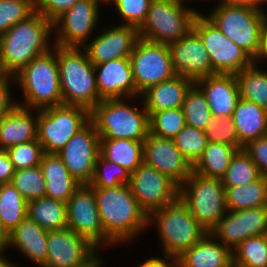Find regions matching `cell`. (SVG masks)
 <instances>
[{
	"instance_id": "681fc988",
	"label": "cell",
	"mask_w": 267,
	"mask_h": 267,
	"mask_svg": "<svg viewBox=\"0 0 267 267\" xmlns=\"http://www.w3.org/2000/svg\"><path fill=\"white\" fill-rule=\"evenodd\" d=\"M80 0H34L35 11L46 19L54 21Z\"/></svg>"
},
{
	"instance_id": "7402d4cb",
	"label": "cell",
	"mask_w": 267,
	"mask_h": 267,
	"mask_svg": "<svg viewBox=\"0 0 267 267\" xmlns=\"http://www.w3.org/2000/svg\"><path fill=\"white\" fill-rule=\"evenodd\" d=\"M195 84L205 94L213 117H231L240 99L235 74H214L201 78Z\"/></svg>"
},
{
	"instance_id": "2e32d148",
	"label": "cell",
	"mask_w": 267,
	"mask_h": 267,
	"mask_svg": "<svg viewBox=\"0 0 267 267\" xmlns=\"http://www.w3.org/2000/svg\"><path fill=\"white\" fill-rule=\"evenodd\" d=\"M71 176L81 185H89L100 155V137L89 121L57 153Z\"/></svg>"
},
{
	"instance_id": "d6a6232c",
	"label": "cell",
	"mask_w": 267,
	"mask_h": 267,
	"mask_svg": "<svg viewBox=\"0 0 267 267\" xmlns=\"http://www.w3.org/2000/svg\"><path fill=\"white\" fill-rule=\"evenodd\" d=\"M253 63L236 73L240 98L252 101L267 110V70Z\"/></svg>"
},
{
	"instance_id": "f5cc1de1",
	"label": "cell",
	"mask_w": 267,
	"mask_h": 267,
	"mask_svg": "<svg viewBox=\"0 0 267 267\" xmlns=\"http://www.w3.org/2000/svg\"><path fill=\"white\" fill-rule=\"evenodd\" d=\"M140 262L139 265L137 264V267H171V260L159 258L158 254L157 256L147 257L143 262Z\"/></svg>"
},
{
	"instance_id": "7a4b0ae2",
	"label": "cell",
	"mask_w": 267,
	"mask_h": 267,
	"mask_svg": "<svg viewBox=\"0 0 267 267\" xmlns=\"http://www.w3.org/2000/svg\"><path fill=\"white\" fill-rule=\"evenodd\" d=\"M152 227L157 230L156 235L163 250L159 258L168 260H176L209 233L197 222L179 196L148 215V230Z\"/></svg>"
},
{
	"instance_id": "680465c9",
	"label": "cell",
	"mask_w": 267,
	"mask_h": 267,
	"mask_svg": "<svg viewBox=\"0 0 267 267\" xmlns=\"http://www.w3.org/2000/svg\"><path fill=\"white\" fill-rule=\"evenodd\" d=\"M7 250H1L0 251V267H13L15 264H17V261H13L12 258L8 259V254L6 253ZM6 254V256H5Z\"/></svg>"
},
{
	"instance_id": "db71d44e",
	"label": "cell",
	"mask_w": 267,
	"mask_h": 267,
	"mask_svg": "<svg viewBox=\"0 0 267 267\" xmlns=\"http://www.w3.org/2000/svg\"><path fill=\"white\" fill-rule=\"evenodd\" d=\"M254 63L260 64L261 66L262 63H266L265 65H267V23L261 32V48Z\"/></svg>"
},
{
	"instance_id": "83f0119b",
	"label": "cell",
	"mask_w": 267,
	"mask_h": 267,
	"mask_svg": "<svg viewBox=\"0 0 267 267\" xmlns=\"http://www.w3.org/2000/svg\"><path fill=\"white\" fill-rule=\"evenodd\" d=\"M232 118L243 146L267 135V110L252 101L240 98Z\"/></svg>"
},
{
	"instance_id": "60d3db41",
	"label": "cell",
	"mask_w": 267,
	"mask_h": 267,
	"mask_svg": "<svg viewBox=\"0 0 267 267\" xmlns=\"http://www.w3.org/2000/svg\"><path fill=\"white\" fill-rule=\"evenodd\" d=\"M173 140L175 146L180 150L191 166L202 156L208 143L207 135L204 130L187 124Z\"/></svg>"
},
{
	"instance_id": "6da1fadb",
	"label": "cell",
	"mask_w": 267,
	"mask_h": 267,
	"mask_svg": "<svg viewBox=\"0 0 267 267\" xmlns=\"http://www.w3.org/2000/svg\"><path fill=\"white\" fill-rule=\"evenodd\" d=\"M92 189L103 231L116 247L131 244L148 231V215L139 206L128 184Z\"/></svg>"
},
{
	"instance_id": "d590c367",
	"label": "cell",
	"mask_w": 267,
	"mask_h": 267,
	"mask_svg": "<svg viewBox=\"0 0 267 267\" xmlns=\"http://www.w3.org/2000/svg\"><path fill=\"white\" fill-rule=\"evenodd\" d=\"M182 109L186 124L204 131L213 117L205 94L195 83L187 91Z\"/></svg>"
},
{
	"instance_id": "11a10c76",
	"label": "cell",
	"mask_w": 267,
	"mask_h": 267,
	"mask_svg": "<svg viewBox=\"0 0 267 267\" xmlns=\"http://www.w3.org/2000/svg\"><path fill=\"white\" fill-rule=\"evenodd\" d=\"M218 3L248 7H263L264 4L260 0H219Z\"/></svg>"
},
{
	"instance_id": "f1b7e54d",
	"label": "cell",
	"mask_w": 267,
	"mask_h": 267,
	"mask_svg": "<svg viewBox=\"0 0 267 267\" xmlns=\"http://www.w3.org/2000/svg\"><path fill=\"white\" fill-rule=\"evenodd\" d=\"M100 155L132 173L143 163V141L100 139Z\"/></svg>"
},
{
	"instance_id": "ac0fdd59",
	"label": "cell",
	"mask_w": 267,
	"mask_h": 267,
	"mask_svg": "<svg viewBox=\"0 0 267 267\" xmlns=\"http://www.w3.org/2000/svg\"><path fill=\"white\" fill-rule=\"evenodd\" d=\"M97 33L82 47L89 61L95 66L114 59L130 57L135 44L140 39L136 27L121 25H103Z\"/></svg>"
},
{
	"instance_id": "c3c4849f",
	"label": "cell",
	"mask_w": 267,
	"mask_h": 267,
	"mask_svg": "<svg viewBox=\"0 0 267 267\" xmlns=\"http://www.w3.org/2000/svg\"><path fill=\"white\" fill-rule=\"evenodd\" d=\"M243 150L256 164L261 176L267 177V135L248 142Z\"/></svg>"
},
{
	"instance_id": "7bdbcfd3",
	"label": "cell",
	"mask_w": 267,
	"mask_h": 267,
	"mask_svg": "<svg viewBox=\"0 0 267 267\" xmlns=\"http://www.w3.org/2000/svg\"><path fill=\"white\" fill-rule=\"evenodd\" d=\"M34 12V0H0V36Z\"/></svg>"
},
{
	"instance_id": "d4e9b609",
	"label": "cell",
	"mask_w": 267,
	"mask_h": 267,
	"mask_svg": "<svg viewBox=\"0 0 267 267\" xmlns=\"http://www.w3.org/2000/svg\"><path fill=\"white\" fill-rule=\"evenodd\" d=\"M193 84L192 80L175 75L167 81L149 87L141 94L149 116L154 112L182 107L186 93Z\"/></svg>"
},
{
	"instance_id": "836d02e7",
	"label": "cell",
	"mask_w": 267,
	"mask_h": 267,
	"mask_svg": "<svg viewBox=\"0 0 267 267\" xmlns=\"http://www.w3.org/2000/svg\"><path fill=\"white\" fill-rule=\"evenodd\" d=\"M27 216V201L11 184H0V219L10 233Z\"/></svg>"
},
{
	"instance_id": "6125c7cd",
	"label": "cell",
	"mask_w": 267,
	"mask_h": 267,
	"mask_svg": "<svg viewBox=\"0 0 267 267\" xmlns=\"http://www.w3.org/2000/svg\"><path fill=\"white\" fill-rule=\"evenodd\" d=\"M171 267H182L176 260H171Z\"/></svg>"
},
{
	"instance_id": "d6986e66",
	"label": "cell",
	"mask_w": 267,
	"mask_h": 267,
	"mask_svg": "<svg viewBox=\"0 0 267 267\" xmlns=\"http://www.w3.org/2000/svg\"><path fill=\"white\" fill-rule=\"evenodd\" d=\"M168 46L176 75L188 78L194 83L201 78L214 75L208 51L194 29Z\"/></svg>"
},
{
	"instance_id": "3957f363",
	"label": "cell",
	"mask_w": 267,
	"mask_h": 267,
	"mask_svg": "<svg viewBox=\"0 0 267 267\" xmlns=\"http://www.w3.org/2000/svg\"><path fill=\"white\" fill-rule=\"evenodd\" d=\"M53 41V22L35 11L0 36L5 68L14 76L31 60L49 52Z\"/></svg>"
},
{
	"instance_id": "f546056e",
	"label": "cell",
	"mask_w": 267,
	"mask_h": 267,
	"mask_svg": "<svg viewBox=\"0 0 267 267\" xmlns=\"http://www.w3.org/2000/svg\"><path fill=\"white\" fill-rule=\"evenodd\" d=\"M27 216L47 232L67 228V204L53 198L27 202Z\"/></svg>"
},
{
	"instance_id": "ba28073f",
	"label": "cell",
	"mask_w": 267,
	"mask_h": 267,
	"mask_svg": "<svg viewBox=\"0 0 267 267\" xmlns=\"http://www.w3.org/2000/svg\"><path fill=\"white\" fill-rule=\"evenodd\" d=\"M197 9L176 0H152L147 17L138 29L139 36L152 43L170 45L193 29L196 16L204 12Z\"/></svg>"
},
{
	"instance_id": "4dcf8cb0",
	"label": "cell",
	"mask_w": 267,
	"mask_h": 267,
	"mask_svg": "<svg viewBox=\"0 0 267 267\" xmlns=\"http://www.w3.org/2000/svg\"><path fill=\"white\" fill-rule=\"evenodd\" d=\"M237 151L234 146L208 141L192 171L205 177L222 179Z\"/></svg>"
},
{
	"instance_id": "9a60e30c",
	"label": "cell",
	"mask_w": 267,
	"mask_h": 267,
	"mask_svg": "<svg viewBox=\"0 0 267 267\" xmlns=\"http://www.w3.org/2000/svg\"><path fill=\"white\" fill-rule=\"evenodd\" d=\"M66 204L67 228L83 236L99 251L116 248L103 231L96 195L89 185H80Z\"/></svg>"
},
{
	"instance_id": "74e56055",
	"label": "cell",
	"mask_w": 267,
	"mask_h": 267,
	"mask_svg": "<svg viewBox=\"0 0 267 267\" xmlns=\"http://www.w3.org/2000/svg\"><path fill=\"white\" fill-rule=\"evenodd\" d=\"M10 183L27 202L46 196V182L40 165L16 170Z\"/></svg>"
},
{
	"instance_id": "1f68e13d",
	"label": "cell",
	"mask_w": 267,
	"mask_h": 267,
	"mask_svg": "<svg viewBox=\"0 0 267 267\" xmlns=\"http://www.w3.org/2000/svg\"><path fill=\"white\" fill-rule=\"evenodd\" d=\"M228 211L267 206V177L249 182L246 185L225 187Z\"/></svg>"
},
{
	"instance_id": "816d5d0a",
	"label": "cell",
	"mask_w": 267,
	"mask_h": 267,
	"mask_svg": "<svg viewBox=\"0 0 267 267\" xmlns=\"http://www.w3.org/2000/svg\"><path fill=\"white\" fill-rule=\"evenodd\" d=\"M15 169L7 150L0 149V184L10 183Z\"/></svg>"
},
{
	"instance_id": "7c38bea8",
	"label": "cell",
	"mask_w": 267,
	"mask_h": 267,
	"mask_svg": "<svg viewBox=\"0 0 267 267\" xmlns=\"http://www.w3.org/2000/svg\"><path fill=\"white\" fill-rule=\"evenodd\" d=\"M193 29L204 42L214 74H236L254 63V59L225 36L205 14L196 16Z\"/></svg>"
},
{
	"instance_id": "6f0895ef",
	"label": "cell",
	"mask_w": 267,
	"mask_h": 267,
	"mask_svg": "<svg viewBox=\"0 0 267 267\" xmlns=\"http://www.w3.org/2000/svg\"><path fill=\"white\" fill-rule=\"evenodd\" d=\"M9 242V233L3 227L1 219H0V251L6 250Z\"/></svg>"
},
{
	"instance_id": "52a82bcc",
	"label": "cell",
	"mask_w": 267,
	"mask_h": 267,
	"mask_svg": "<svg viewBox=\"0 0 267 267\" xmlns=\"http://www.w3.org/2000/svg\"><path fill=\"white\" fill-rule=\"evenodd\" d=\"M205 13L213 24L254 60L261 48V32L267 23L266 7L218 3ZM265 9V10H264Z\"/></svg>"
},
{
	"instance_id": "e575fe53",
	"label": "cell",
	"mask_w": 267,
	"mask_h": 267,
	"mask_svg": "<svg viewBox=\"0 0 267 267\" xmlns=\"http://www.w3.org/2000/svg\"><path fill=\"white\" fill-rule=\"evenodd\" d=\"M232 255L233 267H267V234L245 239Z\"/></svg>"
},
{
	"instance_id": "8fae6325",
	"label": "cell",
	"mask_w": 267,
	"mask_h": 267,
	"mask_svg": "<svg viewBox=\"0 0 267 267\" xmlns=\"http://www.w3.org/2000/svg\"><path fill=\"white\" fill-rule=\"evenodd\" d=\"M99 254L88 240L69 228L50 231L47 257L41 267H105L107 262Z\"/></svg>"
},
{
	"instance_id": "5b68a950",
	"label": "cell",
	"mask_w": 267,
	"mask_h": 267,
	"mask_svg": "<svg viewBox=\"0 0 267 267\" xmlns=\"http://www.w3.org/2000/svg\"><path fill=\"white\" fill-rule=\"evenodd\" d=\"M14 79L15 88L23 94L22 100L16 99L18 106L40 110L63 105L57 53L53 48L31 60Z\"/></svg>"
},
{
	"instance_id": "30bf717a",
	"label": "cell",
	"mask_w": 267,
	"mask_h": 267,
	"mask_svg": "<svg viewBox=\"0 0 267 267\" xmlns=\"http://www.w3.org/2000/svg\"><path fill=\"white\" fill-rule=\"evenodd\" d=\"M90 111L81 106L61 105L38 110L37 140L44 153H58L88 122Z\"/></svg>"
},
{
	"instance_id": "4316f807",
	"label": "cell",
	"mask_w": 267,
	"mask_h": 267,
	"mask_svg": "<svg viewBox=\"0 0 267 267\" xmlns=\"http://www.w3.org/2000/svg\"><path fill=\"white\" fill-rule=\"evenodd\" d=\"M40 167L46 182V197L67 203L80 187L56 153H44Z\"/></svg>"
},
{
	"instance_id": "9f6ffc18",
	"label": "cell",
	"mask_w": 267,
	"mask_h": 267,
	"mask_svg": "<svg viewBox=\"0 0 267 267\" xmlns=\"http://www.w3.org/2000/svg\"><path fill=\"white\" fill-rule=\"evenodd\" d=\"M4 81H15L14 76L5 68L0 52V83Z\"/></svg>"
},
{
	"instance_id": "9c48e42d",
	"label": "cell",
	"mask_w": 267,
	"mask_h": 267,
	"mask_svg": "<svg viewBox=\"0 0 267 267\" xmlns=\"http://www.w3.org/2000/svg\"><path fill=\"white\" fill-rule=\"evenodd\" d=\"M179 197L187 204L197 222L210 232L228 212L225 187L221 179L191 172L179 187Z\"/></svg>"
},
{
	"instance_id": "603a6c76",
	"label": "cell",
	"mask_w": 267,
	"mask_h": 267,
	"mask_svg": "<svg viewBox=\"0 0 267 267\" xmlns=\"http://www.w3.org/2000/svg\"><path fill=\"white\" fill-rule=\"evenodd\" d=\"M48 232L26 216L10 233L7 253L12 249L24 256L27 261L41 267L47 257ZM22 253V254H21Z\"/></svg>"
},
{
	"instance_id": "91938a15",
	"label": "cell",
	"mask_w": 267,
	"mask_h": 267,
	"mask_svg": "<svg viewBox=\"0 0 267 267\" xmlns=\"http://www.w3.org/2000/svg\"><path fill=\"white\" fill-rule=\"evenodd\" d=\"M177 2H179L180 4H182V5H184V6H186V7H190V6H188V4L190 5V3H192L193 1L194 2H198L199 1V3H202L203 1L204 2H211V3H214V2H216L217 4H218V2L217 1H219V0H176ZM188 3V4H187Z\"/></svg>"
},
{
	"instance_id": "b9f144b4",
	"label": "cell",
	"mask_w": 267,
	"mask_h": 267,
	"mask_svg": "<svg viewBox=\"0 0 267 267\" xmlns=\"http://www.w3.org/2000/svg\"><path fill=\"white\" fill-rule=\"evenodd\" d=\"M131 173L114 162L107 161L101 155L97 157L95 173L91 188H114L121 184H128Z\"/></svg>"
},
{
	"instance_id": "484cf974",
	"label": "cell",
	"mask_w": 267,
	"mask_h": 267,
	"mask_svg": "<svg viewBox=\"0 0 267 267\" xmlns=\"http://www.w3.org/2000/svg\"><path fill=\"white\" fill-rule=\"evenodd\" d=\"M182 267H233L232 250L208 233L176 259Z\"/></svg>"
},
{
	"instance_id": "e0dca14e",
	"label": "cell",
	"mask_w": 267,
	"mask_h": 267,
	"mask_svg": "<svg viewBox=\"0 0 267 267\" xmlns=\"http://www.w3.org/2000/svg\"><path fill=\"white\" fill-rule=\"evenodd\" d=\"M128 185L147 215L179 196V187L172 180L144 162L131 173Z\"/></svg>"
},
{
	"instance_id": "f35d334b",
	"label": "cell",
	"mask_w": 267,
	"mask_h": 267,
	"mask_svg": "<svg viewBox=\"0 0 267 267\" xmlns=\"http://www.w3.org/2000/svg\"><path fill=\"white\" fill-rule=\"evenodd\" d=\"M209 233L229 249L236 248L245 240L243 209L228 211Z\"/></svg>"
},
{
	"instance_id": "8992f818",
	"label": "cell",
	"mask_w": 267,
	"mask_h": 267,
	"mask_svg": "<svg viewBox=\"0 0 267 267\" xmlns=\"http://www.w3.org/2000/svg\"><path fill=\"white\" fill-rule=\"evenodd\" d=\"M57 53L63 105L91 111L102 99L96 86L95 66L83 48L53 46Z\"/></svg>"
},
{
	"instance_id": "ab89813d",
	"label": "cell",
	"mask_w": 267,
	"mask_h": 267,
	"mask_svg": "<svg viewBox=\"0 0 267 267\" xmlns=\"http://www.w3.org/2000/svg\"><path fill=\"white\" fill-rule=\"evenodd\" d=\"M186 125L182 107L154 112L149 116L150 134L174 139Z\"/></svg>"
},
{
	"instance_id": "f907efd6",
	"label": "cell",
	"mask_w": 267,
	"mask_h": 267,
	"mask_svg": "<svg viewBox=\"0 0 267 267\" xmlns=\"http://www.w3.org/2000/svg\"><path fill=\"white\" fill-rule=\"evenodd\" d=\"M13 85L16 86L15 81H4L0 83V120L17 106V94H14L12 91H15Z\"/></svg>"
},
{
	"instance_id": "cb8c5ba5",
	"label": "cell",
	"mask_w": 267,
	"mask_h": 267,
	"mask_svg": "<svg viewBox=\"0 0 267 267\" xmlns=\"http://www.w3.org/2000/svg\"><path fill=\"white\" fill-rule=\"evenodd\" d=\"M38 110L16 106L0 120V149L37 140Z\"/></svg>"
},
{
	"instance_id": "94428289",
	"label": "cell",
	"mask_w": 267,
	"mask_h": 267,
	"mask_svg": "<svg viewBox=\"0 0 267 267\" xmlns=\"http://www.w3.org/2000/svg\"><path fill=\"white\" fill-rule=\"evenodd\" d=\"M100 7L104 6L106 7L107 9V6L109 5H113V3L115 2V0H94Z\"/></svg>"
},
{
	"instance_id": "ffe728a7",
	"label": "cell",
	"mask_w": 267,
	"mask_h": 267,
	"mask_svg": "<svg viewBox=\"0 0 267 267\" xmlns=\"http://www.w3.org/2000/svg\"><path fill=\"white\" fill-rule=\"evenodd\" d=\"M143 162L163 173L180 187L192 172V166L175 146L173 139L149 133L143 142Z\"/></svg>"
},
{
	"instance_id": "8d00e7d4",
	"label": "cell",
	"mask_w": 267,
	"mask_h": 267,
	"mask_svg": "<svg viewBox=\"0 0 267 267\" xmlns=\"http://www.w3.org/2000/svg\"><path fill=\"white\" fill-rule=\"evenodd\" d=\"M261 177L256 164L242 149L232 157L230 165L221 179L224 187L246 185Z\"/></svg>"
},
{
	"instance_id": "44dd1931",
	"label": "cell",
	"mask_w": 267,
	"mask_h": 267,
	"mask_svg": "<svg viewBox=\"0 0 267 267\" xmlns=\"http://www.w3.org/2000/svg\"><path fill=\"white\" fill-rule=\"evenodd\" d=\"M96 86L104 99L137 97L130 57L95 65Z\"/></svg>"
},
{
	"instance_id": "bcb514c9",
	"label": "cell",
	"mask_w": 267,
	"mask_h": 267,
	"mask_svg": "<svg viewBox=\"0 0 267 267\" xmlns=\"http://www.w3.org/2000/svg\"><path fill=\"white\" fill-rule=\"evenodd\" d=\"M16 170L39 166L44 150L38 140L17 144L7 150Z\"/></svg>"
},
{
	"instance_id": "f6af8a7d",
	"label": "cell",
	"mask_w": 267,
	"mask_h": 267,
	"mask_svg": "<svg viewBox=\"0 0 267 267\" xmlns=\"http://www.w3.org/2000/svg\"><path fill=\"white\" fill-rule=\"evenodd\" d=\"M205 132L210 142L234 146L238 150H242L244 147L239 141L232 116L212 117Z\"/></svg>"
},
{
	"instance_id": "277c9868",
	"label": "cell",
	"mask_w": 267,
	"mask_h": 267,
	"mask_svg": "<svg viewBox=\"0 0 267 267\" xmlns=\"http://www.w3.org/2000/svg\"><path fill=\"white\" fill-rule=\"evenodd\" d=\"M131 100L135 104L139 100L140 104H131ZM90 121L94 124L100 139L144 142L150 133L149 114L141 96L104 99L90 111Z\"/></svg>"
},
{
	"instance_id": "be15d7a7",
	"label": "cell",
	"mask_w": 267,
	"mask_h": 267,
	"mask_svg": "<svg viewBox=\"0 0 267 267\" xmlns=\"http://www.w3.org/2000/svg\"><path fill=\"white\" fill-rule=\"evenodd\" d=\"M264 5H267V0H260Z\"/></svg>"
},
{
	"instance_id": "4fadbf2b",
	"label": "cell",
	"mask_w": 267,
	"mask_h": 267,
	"mask_svg": "<svg viewBox=\"0 0 267 267\" xmlns=\"http://www.w3.org/2000/svg\"><path fill=\"white\" fill-rule=\"evenodd\" d=\"M101 9L94 0H80L62 13L53 21L54 45L82 48L99 29Z\"/></svg>"
},
{
	"instance_id": "7dc6e473",
	"label": "cell",
	"mask_w": 267,
	"mask_h": 267,
	"mask_svg": "<svg viewBox=\"0 0 267 267\" xmlns=\"http://www.w3.org/2000/svg\"><path fill=\"white\" fill-rule=\"evenodd\" d=\"M245 239L267 234V206L243 209Z\"/></svg>"
},
{
	"instance_id": "ee69618b",
	"label": "cell",
	"mask_w": 267,
	"mask_h": 267,
	"mask_svg": "<svg viewBox=\"0 0 267 267\" xmlns=\"http://www.w3.org/2000/svg\"><path fill=\"white\" fill-rule=\"evenodd\" d=\"M152 0H115L112 10L119 14L121 25L133 26L139 29L144 23ZM114 7V8H113Z\"/></svg>"
},
{
	"instance_id": "5bb4252c",
	"label": "cell",
	"mask_w": 267,
	"mask_h": 267,
	"mask_svg": "<svg viewBox=\"0 0 267 267\" xmlns=\"http://www.w3.org/2000/svg\"><path fill=\"white\" fill-rule=\"evenodd\" d=\"M137 96L149 87L173 78L171 53L166 44L139 39L130 55Z\"/></svg>"
},
{
	"instance_id": "e7e4bbea",
	"label": "cell",
	"mask_w": 267,
	"mask_h": 267,
	"mask_svg": "<svg viewBox=\"0 0 267 267\" xmlns=\"http://www.w3.org/2000/svg\"><path fill=\"white\" fill-rule=\"evenodd\" d=\"M19 264H20V263L15 264L13 267H21ZM26 267H27V266H26Z\"/></svg>"
}]
</instances>
